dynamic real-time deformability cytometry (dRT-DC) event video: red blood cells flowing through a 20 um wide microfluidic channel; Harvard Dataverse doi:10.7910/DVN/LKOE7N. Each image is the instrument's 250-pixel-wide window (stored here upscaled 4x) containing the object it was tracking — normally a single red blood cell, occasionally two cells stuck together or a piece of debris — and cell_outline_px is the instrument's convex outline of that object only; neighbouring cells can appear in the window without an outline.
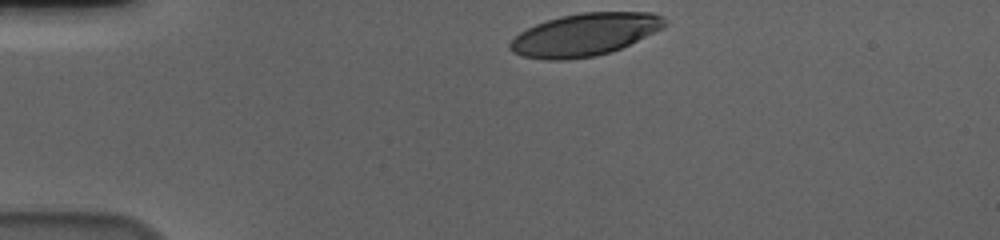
{"species": "human", "species_latin": "Homo sapiens", "temperature_condition": "cold", "stored_images_in_passage": 36, "camera_frame_rate_fps": 3000, "um_per_image_px": 0.085, "donor": {"sex": "male"}, "frame": {"image": 1, "passage_image": 1, "time_ms": 0.0, "image_size_px": [1000, 240], "cell_outline_px": [[668, 24], [664, 28], [620, 48], [596, 56], [564, 60], [544, 60], [524, 56], [512, 52], [508, 48], [508, 44], [520, 32], [536, 24], [560, 16], [580, 12], [652, 12], [664, 16], [668, 20]], "centroid_in_image_um": [49.73, 2.93], "position_along_channel_um": 35.3, "area_um2": 38.44}}
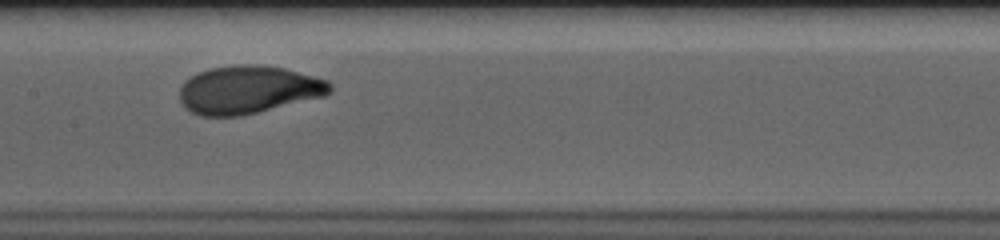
{"frame": {"image": 2, "passage_image": 18, "time_ms": 5.667, "image_size_px": [1000, 240], "cell_outline_px": [[332, 92], [324, 96], [240, 116], [200, 116], [184, 108], [180, 100], [180, 88], [184, 80], [196, 72], [212, 68], [236, 64], [260, 64], [284, 68], [328, 80], [332, 84]], "centroid_in_image_um": [21.09, 7.61], "position_along_channel_um": 186.3, "area_um2": 42.25}}
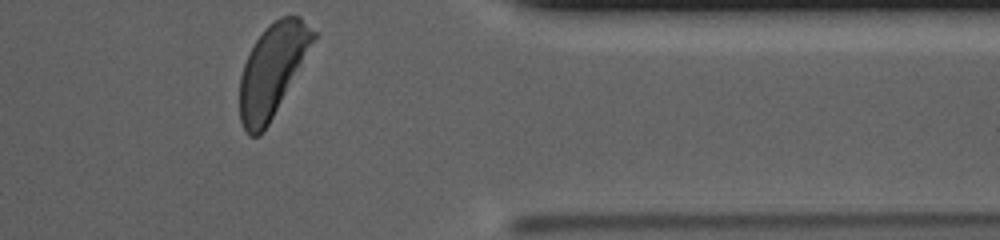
{"frame": {"image": 3, "passage_image": 36, "time_ms": 11.667, "image_size_px": [1000, 240], "cell_outline_px": [[316, 36], [264, 132], [260, 136], [248, 136], [240, 120], [240, 76], [244, 64], [256, 40], [264, 28], [268, 24], [280, 16], [300, 16], [316, 32]], "centroid_in_image_um": [23.12, 5.95], "position_along_channel_um": 388.3, "area_um2": 38.55}, "authors_computed_cell_mechanics": {"area_um2": 40.8357, "velocity_mm_per_s": 3.6016, "shape_relaxation_time_tau1_ms": 3.4814, "shape_relaxation_time_tau2_ms": null, "deformation_change_tau1": 0.2076, "deformation_change_tau2": null}}